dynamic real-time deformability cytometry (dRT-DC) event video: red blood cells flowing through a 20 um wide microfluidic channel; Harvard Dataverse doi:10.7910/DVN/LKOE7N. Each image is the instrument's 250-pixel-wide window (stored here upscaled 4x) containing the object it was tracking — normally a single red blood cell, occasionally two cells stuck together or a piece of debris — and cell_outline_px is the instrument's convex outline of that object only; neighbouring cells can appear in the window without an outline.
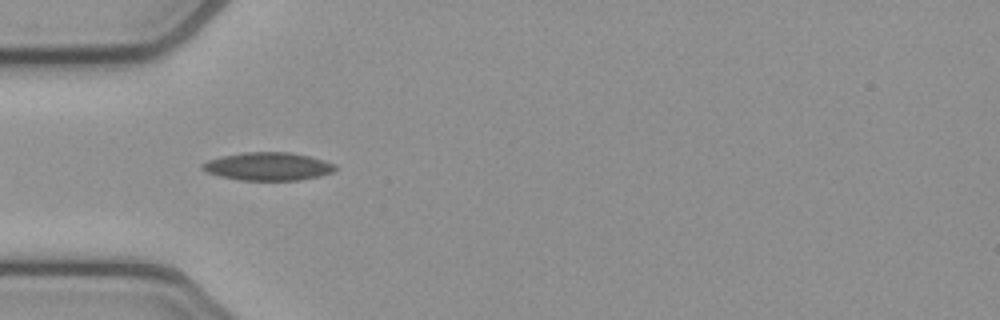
{"species": "common noctule bat (a hibernating species)", "species_latin": "Nyctalus noctula", "temperature_condition": "cold", "stored_images_in_passage": 9, "camera_frame_rate_fps": 3000, "um_per_image_px": 0.085, "animal": {"sex": "female", "body_mass_g": 21.9}, "frame": {"image": 1, "passage_image": 3, "time_ms": 0.667, "image_size_px": [1000, 320], "cell_outline_px": [[336, 168], [332, 172], [320, 176], [300, 180], [240, 180], [220, 176], [208, 172], [200, 168], [200, 164], [208, 160], [224, 156], [244, 152], [288, 152], [308, 156], [324, 160], [336, 164]], "centroid_in_image_um": [22.79, 14.15], "position_along_channel_um": 62.2, "area_um2": 21.62}}
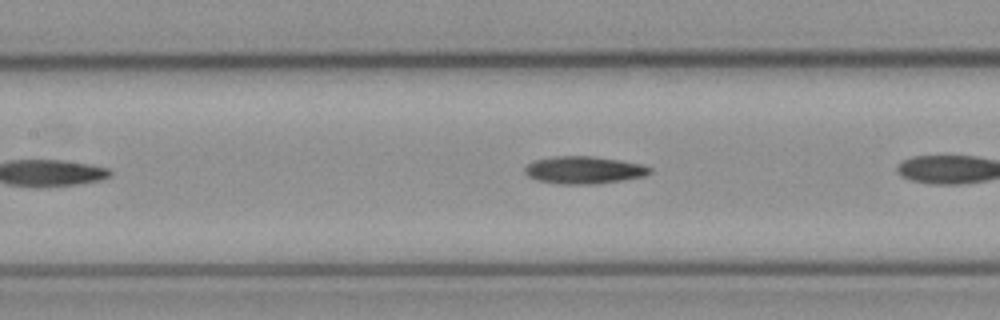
{"frame": {"image": 2, "passage_image": 8, "time_ms": 2.333, "image_size_px": [1000, 320], "cell_outline_px": [[652, 172], [644, 176], [624, 180], [596, 184], [560, 184], [536, 180], [528, 176], [524, 172], [524, 168], [532, 160], [552, 156], [592, 156], [620, 160], [640, 164], [652, 168]], "centroid_in_image_um": [49.61, 14.45], "position_along_channel_um": 157.8, "area_um2": 20.17}}